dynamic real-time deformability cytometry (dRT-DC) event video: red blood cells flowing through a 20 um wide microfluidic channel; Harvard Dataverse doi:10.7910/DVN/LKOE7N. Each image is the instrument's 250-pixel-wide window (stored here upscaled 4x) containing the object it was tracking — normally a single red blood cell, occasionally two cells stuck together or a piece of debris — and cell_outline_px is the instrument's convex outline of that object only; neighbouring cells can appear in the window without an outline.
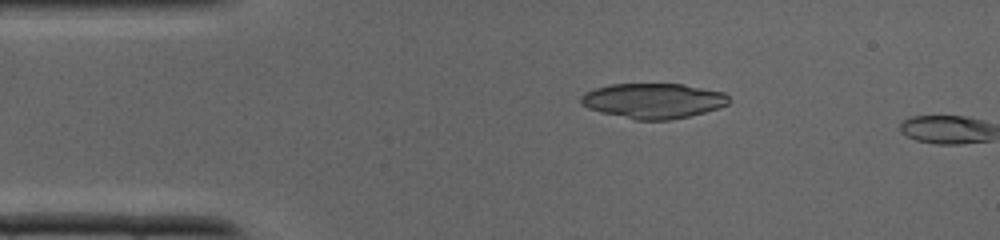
{"species": "common noctule bat (a hibernating species)", "species_latin": "Nyctalus noctula", "temperature_condition": "cold", "stored_images_in_passage": 4, "camera_frame_rate_fps": 3000, "um_per_image_px": 0.085, "animal": {"sex": "male", "body_mass_g": 19.0, "forearm_length_mm": 50.8}, "frame": {"image": 1, "passage_image": 3, "time_ms": 0.667, "image_size_px": [1000, 240], "cell_outline_px": [[728, 104], [704, 112], [688, 116], [668, 120], [636, 120], [600, 112], [588, 108], [580, 104], [580, 96], [584, 92], [596, 88], [612, 84], [684, 84], [724, 92], [728, 96]], "centroid_in_image_um": [55.49, 8.56], "position_along_channel_um": 29.5, "area_um2": 30.23}}